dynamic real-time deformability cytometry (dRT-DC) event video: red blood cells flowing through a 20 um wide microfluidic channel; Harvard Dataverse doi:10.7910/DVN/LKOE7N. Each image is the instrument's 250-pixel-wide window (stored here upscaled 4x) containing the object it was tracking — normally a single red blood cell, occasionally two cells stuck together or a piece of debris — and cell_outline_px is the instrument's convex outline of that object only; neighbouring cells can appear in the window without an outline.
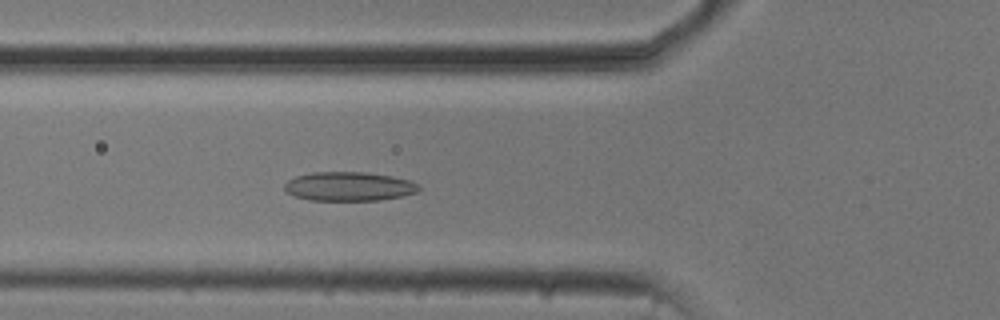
{"species": "common noctule bat (a hibernating species)", "species_latin": "Nyctalus noctula", "temperature_condition": "cold", "stored_images_in_passage": 54, "camera_frame_rate_fps": 3000, "um_per_image_px": 0.085, "animal": {"sex": "male", "body_mass_g": 20.5, "forearm_length_mm": 52.5}, "frame": {"image": 1, "passage_image": 20, "time_ms": 6.333, "image_size_px": [1000, 320], "cell_outline_px": [[420, 188], [416, 192], [400, 196], [380, 200], [308, 200], [296, 196], [288, 192], [284, 188], [284, 184], [288, 180], [296, 176], [312, 172], [364, 172], [392, 176], [412, 180], [420, 184]], "centroid_in_image_um": [29.68, 15.83], "position_along_channel_um": 96.1, "area_um2": 22.72}}
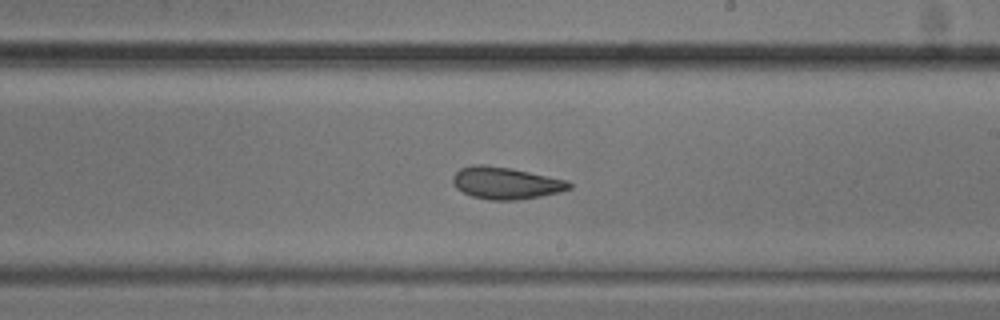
{"frame": {"image": 2, "passage_image": 32, "time_ms": 10.333, "image_size_px": [1000, 320], "cell_outline_px": [[572, 188], [560, 192], [520, 200], [492, 200], [472, 196], [456, 188], [452, 184], [452, 176], [460, 168], [472, 164], [484, 164], [512, 168], [568, 180], [572, 184]], "centroid_in_image_um": [42.99, 15.55], "position_along_channel_um": 246.0, "area_um2": 21.96}}
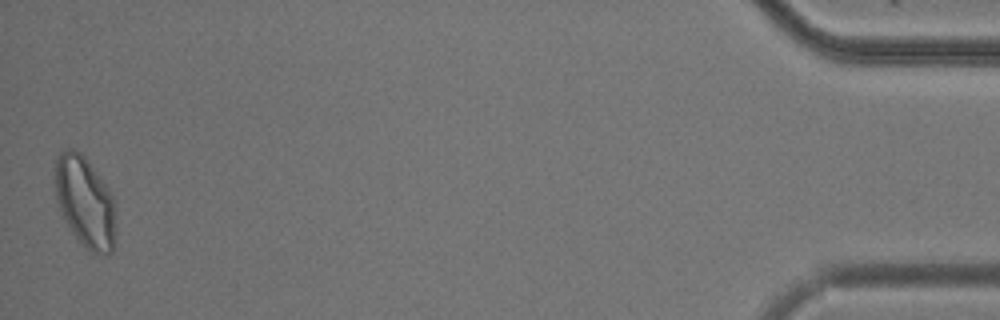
{"frame": {"image": 3, "passage_image": 54, "time_ms": 17.667, "image_size_px": [1000, 320], "cell_outline_px": [[116, 228], [112, 252], [108, 256], [104, 256], [92, 252], [84, 248], [72, 232], [60, 208], [56, 196], [56, 160], [60, 152], [64, 148], [72, 148], [80, 152], [84, 156], [108, 188], [112, 196], [116, 216]], "centroid_in_image_um": [7.27, 17.21], "position_along_channel_um": 427.9, "area_um2": 32.02}, "authors_computed_cell_mechanics": {"area_um2": 24.1315, "velocity_mm_per_s": 3.7345, "shape_relaxation_time_tau1_ms": 4.3478, "shape_relaxation_time_tau2_ms": 2.2718, "deformation_change_tau1": 0.1085, "deformation_change_tau2": 0.0751}}